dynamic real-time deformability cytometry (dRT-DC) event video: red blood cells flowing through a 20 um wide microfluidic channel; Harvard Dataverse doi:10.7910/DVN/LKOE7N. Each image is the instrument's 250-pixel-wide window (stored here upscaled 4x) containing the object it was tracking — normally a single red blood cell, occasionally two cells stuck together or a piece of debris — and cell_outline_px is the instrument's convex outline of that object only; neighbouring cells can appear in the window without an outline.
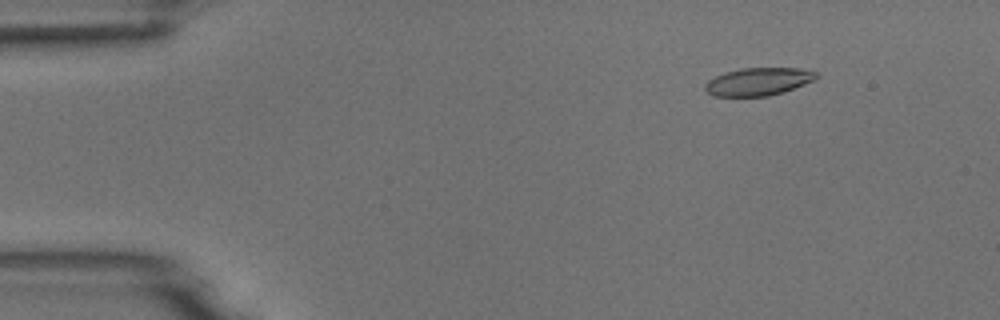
{"species": "common noctule bat (a hibernating species)", "species_latin": "Nyctalus noctula", "temperature_condition": "room temperature", "stored_images_in_passage": 4, "camera_frame_rate_fps": 3000, "um_per_image_px": 0.085, "animal": {"sex": "male", "body_mass_g": 18.8}, "frame": {"image": 1, "passage_image": 2, "time_ms": 1.0, "image_size_px": [1000, 320], "cell_outline_px": [[820, 76], [816, 80], [784, 92], [768, 96], [712, 96], [704, 88], [704, 84], [708, 80], [724, 72], [740, 68], [800, 68], [816, 72]], "centroid_in_image_um": [64.48, 6.93], "position_along_channel_um": 20.5, "area_um2": 18.21}}